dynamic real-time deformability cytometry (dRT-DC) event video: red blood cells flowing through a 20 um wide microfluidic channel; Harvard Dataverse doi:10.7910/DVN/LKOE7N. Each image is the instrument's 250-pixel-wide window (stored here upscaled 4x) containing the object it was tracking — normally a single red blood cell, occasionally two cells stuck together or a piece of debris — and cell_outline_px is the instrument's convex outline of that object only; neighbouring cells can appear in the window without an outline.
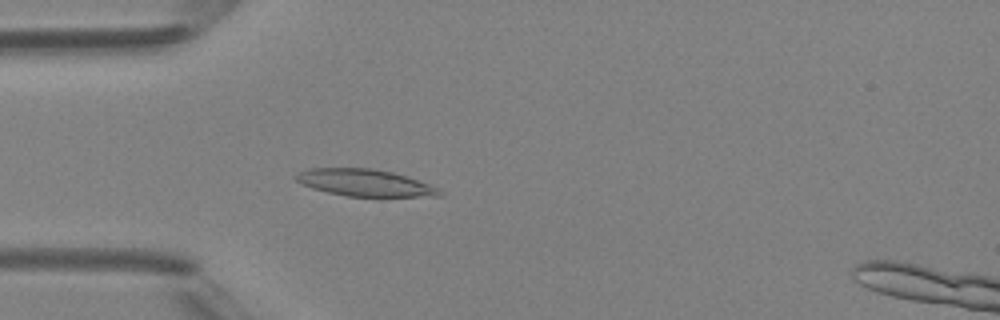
{"species": "Egyptian fruit bat (a non-hibernating species)", "species_latin": "Rousettus aegyptiacus", "temperature_condition": "room temperature", "stored_images_in_passage": 5, "camera_frame_rate_fps": 3000, "um_per_image_px": 0.085, "animal": {"sex": "female"}, "frame": {"image": 1, "passage_image": 4, "time_ms": 3.333, "image_size_px": [1000, 320], "cell_outline_px": [[444, 192], [440, 196], [380, 200], [348, 196], [328, 192], [312, 188], [296, 180], [296, 176], [300, 172], [312, 168], [372, 168], [392, 172], [428, 184]], "centroid_in_image_um": [31.13, 15.6], "position_along_channel_um": 53.9, "area_um2": 23.29}}